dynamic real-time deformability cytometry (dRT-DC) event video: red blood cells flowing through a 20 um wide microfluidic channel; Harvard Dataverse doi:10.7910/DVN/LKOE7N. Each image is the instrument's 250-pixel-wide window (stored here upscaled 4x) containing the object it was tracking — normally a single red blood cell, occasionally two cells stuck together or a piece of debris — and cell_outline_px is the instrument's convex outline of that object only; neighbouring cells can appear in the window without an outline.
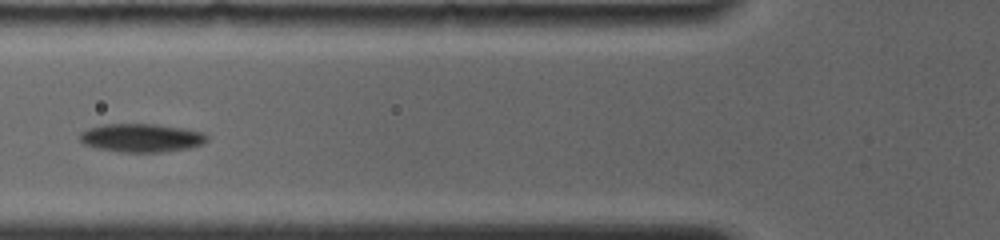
{"species": "common noctule bat (a hibernating species)", "species_latin": "Nyctalus noctula", "temperature_condition": "room temperature", "stored_images_in_passage": 24, "camera_frame_rate_fps": 4000, "um_per_image_px": 0.085, "animal": {"sex": "female", "body_mass_g": 19.0, "forearm_length_mm": 56.7}, "frame": {"image": 1, "passage_image": 6, "time_ms": 2.75, "image_size_px": [1000, 240], "cell_outline_px": [[208, 140], [204, 144], [188, 148], [164, 152], [120, 152], [100, 148], [84, 144], [80, 140], [80, 132], [88, 128], [104, 124], [156, 124], [184, 128], [204, 132], [208, 136]], "centroid_in_image_um": [12.06, 11.71], "position_along_channel_um": 113.7, "area_um2": 21.15}}
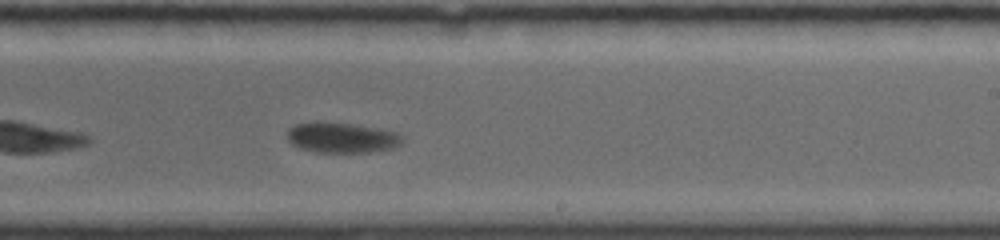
{"frame": {"image": 2, "passage_image": 13, "time_ms": 6.75, "image_size_px": [1000, 240], "cell_outline_px": [[404, 140], [400, 144], [392, 148], [368, 152], [316, 152], [300, 148], [292, 144], [288, 140], [288, 128], [296, 124], [316, 120], [320, 120], [352, 124], [380, 128], [400, 132], [404, 136]], "centroid_in_image_um": [29.07, 11.67], "position_along_channel_um": 259.9, "area_um2": 20.81}}
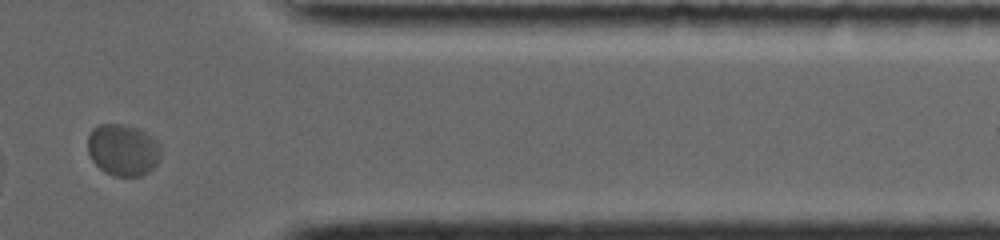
{"frame": {"image": 3, "passage_image": 20, "time_ms": 10.75, "image_size_px": [1000, 240], "cell_outline_px": [[160, 160], [148, 172], [140, 176], [112, 176], [104, 172], [92, 160], [88, 152], [88, 136], [92, 128], [96, 124], [124, 124], [136, 128], [144, 132], [156, 140], [160, 144]], "centroid_in_image_um": [10.44, 12.74], "position_along_channel_um": 401.0, "area_um2": 22.14}, "authors_computed_cell_mechanics": {"area_um2": 21.1548, "velocity_mm_per_s": 3.6627, "shape_relaxation_time_tau1_ms": 6.5082, "shape_relaxation_time_tau2_ms": null, "deformation_change_tau1": 0.1196, "deformation_change_tau2": null}}